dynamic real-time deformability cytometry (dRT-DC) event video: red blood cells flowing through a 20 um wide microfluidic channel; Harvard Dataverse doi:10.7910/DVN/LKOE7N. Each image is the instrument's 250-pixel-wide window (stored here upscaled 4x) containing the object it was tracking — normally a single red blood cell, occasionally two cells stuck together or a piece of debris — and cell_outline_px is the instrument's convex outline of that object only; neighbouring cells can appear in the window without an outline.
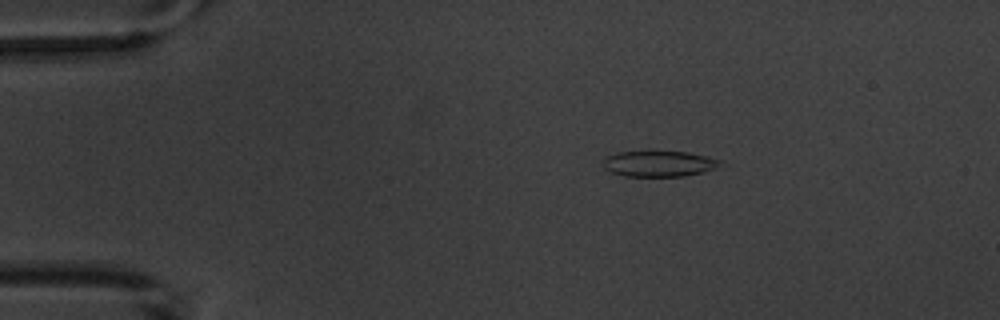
{"species": "common noctule bat (a hibernating species)", "species_latin": "Nyctalus noctula", "temperature_condition": "warm", "stored_images_in_passage": 4, "camera_frame_rate_fps": 3000, "um_per_image_px": 0.085, "animal": {"sex": "male", "body_mass_g": 20.1, "forearm_length_mm": 53.5}, "frame": {"image": 1, "passage_image": 2, "time_ms": 1.333, "image_size_px": [1000, 320], "cell_outline_px": [[724, 160], [716, 168], [704, 172], [684, 176], [624, 176], [612, 172], [604, 168], [604, 160], [608, 156], [616, 152], [648, 148], [688, 152]], "centroid_in_image_um": [56.01, 13.86], "position_along_channel_um": 29.0, "area_um2": 18.5}}